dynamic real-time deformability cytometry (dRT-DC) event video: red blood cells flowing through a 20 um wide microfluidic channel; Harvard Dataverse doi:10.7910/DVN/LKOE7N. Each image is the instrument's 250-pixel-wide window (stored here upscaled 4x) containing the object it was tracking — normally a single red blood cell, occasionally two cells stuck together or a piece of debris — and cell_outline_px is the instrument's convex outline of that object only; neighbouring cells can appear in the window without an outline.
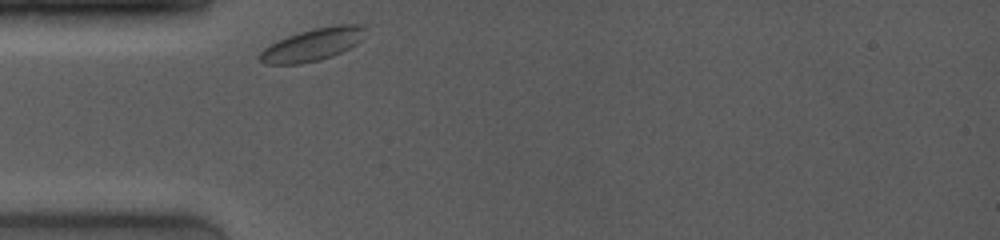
{"species": "common noctule bat (a hibernating species)", "species_latin": "Nyctalus noctula", "temperature_condition": "room temperature", "stored_images_in_passage": 34, "camera_frame_rate_fps": 4000, "um_per_image_px": 0.085, "animal": {"sex": "female", "body_mass_g": 19.0, "forearm_length_mm": 53.3}, "frame": {"image": 1, "passage_image": 1, "time_ms": 0.0, "image_size_px": [1000, 240], "cell_outline_px": [[368, 28], [360, 40], [356, 44], [332, 56], [320, 60], [300, 64], [268, 64], [260, 60], [256, 56], [264, 48], [288, 36], [300, 32], [316, 28], [336, 24], [364, 24]], "centroid_in_image_um": [26.6, 3.78], "position_along_channel_um": 58.4, "area_um2": 19.83}}
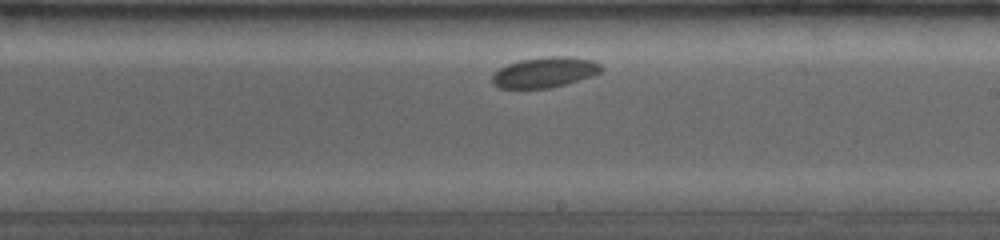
{"frame": {"image": 2, "passage_image": 19, "time_ms": 5.25, "image_size_px": [1000, 240], "cell_outline_px": [[604, 68], [600, 72], [592, 76], [564, 84], [548, 88], [500, 88], [492, 84], [492, 76], [500, 68], [508, 64], [520, 60], [548, 56], [568, 56], [596, 60]], "centroid_in_image_um": [46.33, 6.13], "position_along_channel_um": 242.7, "area_um2": 19.31}}
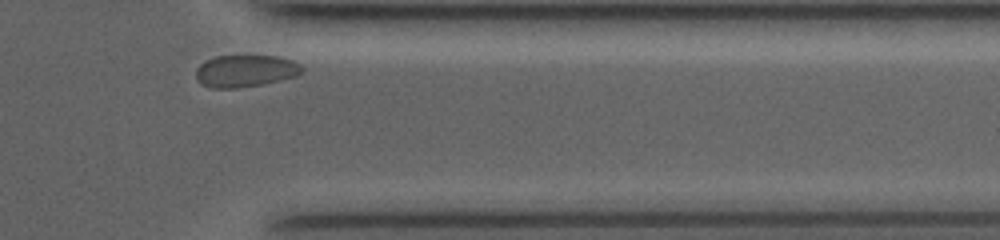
{"frame": {"image": 3, "passage_image": 32, "time_ms": 9.25, "image_size_px": [1000, 240], "cell_outline_px": [[304, 72], [296, 76], [280, 80], [260, 84], [236, 88], [212, 88], [200, 84], [196, 76], [196, 68], [204, 60], [216, 56], [276, 56], [292, 60], [300, 64], [304, 68]], "centroid_in_image_um": [20.85, 6.02], "position_along_channel_um": 390.5, "area_um2": 19.88}}